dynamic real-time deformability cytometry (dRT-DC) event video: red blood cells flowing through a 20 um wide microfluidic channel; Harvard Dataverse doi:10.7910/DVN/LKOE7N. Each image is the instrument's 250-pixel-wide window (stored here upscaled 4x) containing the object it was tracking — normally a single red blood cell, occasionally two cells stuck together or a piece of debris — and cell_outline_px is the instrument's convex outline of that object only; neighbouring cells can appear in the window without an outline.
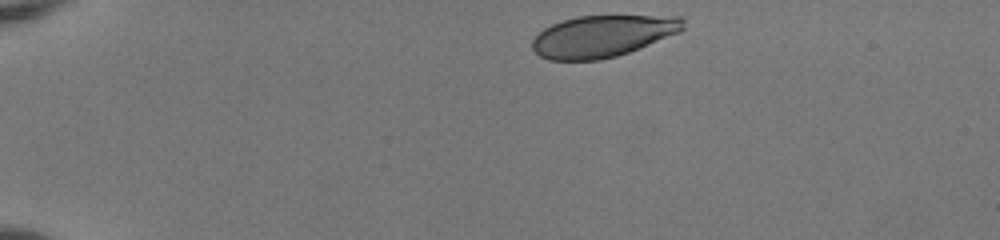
{"species": "human", "species_latin": "Homo sapiens", "temperature_condition": "room temperature", "stored_images_in_passage": 41, "camera_frame_rate_fps": 3000, "um_per_image_px": 0.085, "donor": {"sex": "female"}, "frame": {"image": 1, "passage_image": 1, "time_ms": 0.0, "image_size_px": [1000, 240], "cell_outline_px": [[684, 28], [680, 32], [628, 52], [616, 56], [600, 60], [548, 60], [540, 56], [532, 48], [532, 40], [544, 28], [552, 24], [576, 16], [680, 16], [684, 20]], "centroid_in_image_um": [51.21, 3.07], "position_along_channel_um": 33.8, "area_um2": 36.47}}
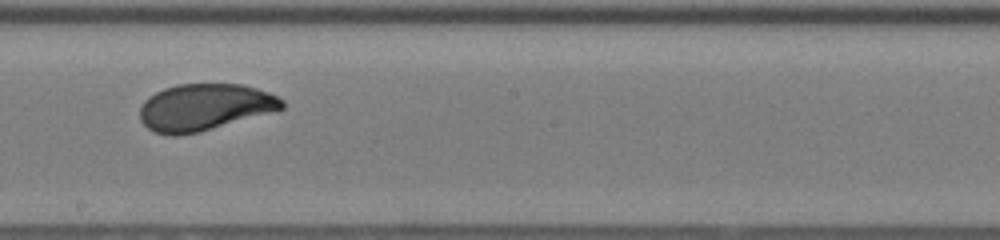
{"frame": {"image": 2, "passage_image": 22, "time_ms": 7.0, "image_size_px": [1000, 240], "cell_outline_px": [[284, 108], [276, 112], [200, 132], [176, 136], [172, 136], [156, 132], [148, 128], [140, 120], [140, 108], [144, 100], [148, 96], [164, 88], [176, 84], [240, 84], [256, 88], [268, 92], [284, 100]], "centroid_in_image_um": [17.41, 9.12], "position_along_channel_um": 230.8, "area_um2": 39.07}}
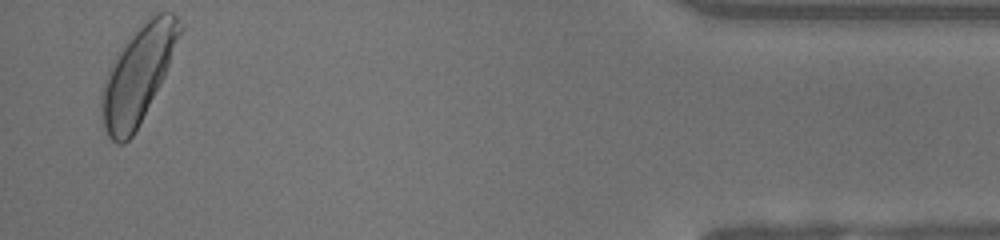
{"frame": {"image": 3, "passage_image": 41, "time_ms": 13.333, "image_size_px": [1000, 240], "cell_outline_px": [[184, 28], [164, 76], [160, 84], [132, 136], [124, 144], [116, 144], [108, 136], [104, 128], [100, 116], [100, 100], [104, 84], [108, 72], [116, 56], [124, 44], [140, 24], [148, 16], [156, 12], [172, 12], [176, 16]], "centroid_in_image_um": [11.73, 6.32], "position_along_channel_um": 423.5, "area_um2": 43.47}, "authors_computed_cell_mechanics": {"area_um2": 39.0728, "velocity_mm_per_s": 4.0188, "shape_relaxation_time_tau1_ms": 3.75, "shape_relaxation_time_tau2_ms": null, "deformation_change_tau1": 0.1653, "deformation_change_tau2": null}}